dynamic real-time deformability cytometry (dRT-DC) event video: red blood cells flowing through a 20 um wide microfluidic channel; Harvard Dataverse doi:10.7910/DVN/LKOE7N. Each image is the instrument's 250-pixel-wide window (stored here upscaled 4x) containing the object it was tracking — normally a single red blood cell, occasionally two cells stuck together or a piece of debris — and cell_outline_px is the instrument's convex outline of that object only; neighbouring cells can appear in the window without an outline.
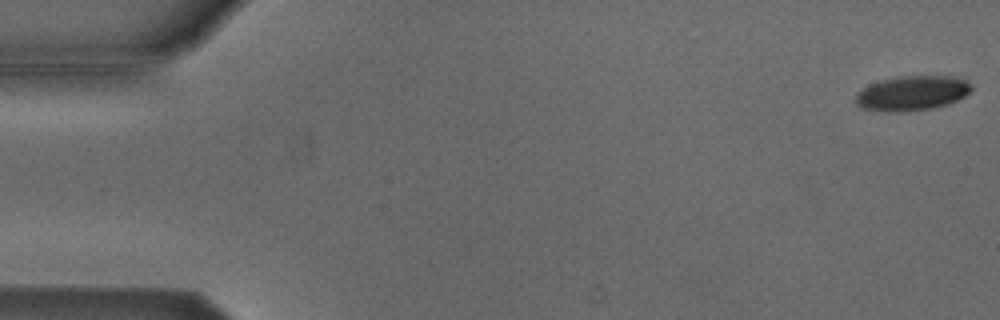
{"species": "Egyptian fruit bat (a non-hibernating species)", "species_latin": "Rousettus aegyptiacus", "temperature_condition": "cold", "stored_images_in_passage": 15, "camera_frame_rate_fps": 3000, "um_per_image_px": 0.085, "animal": {"sex": "male"}, "frame": {"image": 1, "passage_image": 1, "time_ms": 0.0, "image_size_px": [1000, 320], "cell_outline_px": [[972, 88], [964, 96], [948, 104], [932, 108], [904, 112], [896, 112], [864, 108], [856, 104], [856, 92], [872, 84], [884, 80], [900, 76], [952, 76], [968, 80], [972, 84]], "centroid_in_image_um": [77.57, 7.91], "position_along_channel_um": 7.4, "area_um2": 23.18}}